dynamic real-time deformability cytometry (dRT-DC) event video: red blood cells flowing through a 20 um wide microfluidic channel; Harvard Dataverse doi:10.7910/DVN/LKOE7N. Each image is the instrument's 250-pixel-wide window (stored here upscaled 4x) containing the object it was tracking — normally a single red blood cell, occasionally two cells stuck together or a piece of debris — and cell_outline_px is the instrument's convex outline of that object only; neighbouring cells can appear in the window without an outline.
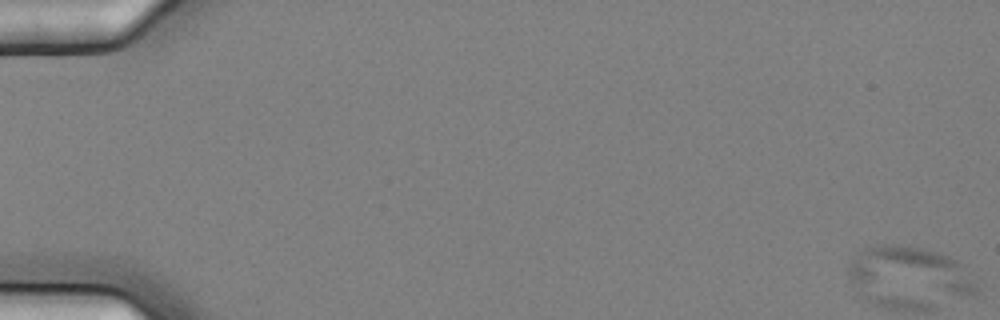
{"species": "common noctule bat (a hibernating species)", "species_latin": "Nyctalus noctula", "temperature_condition": "cold", "stored_images_in_passage": 6, "camera_frame_rate_fps": 3000, "um_per_image_px": 0.085, "animal": {"sex": "female", "body_mass_g": 25.1}, "frame": {"image": 1, "passage_image": 1, "time_ms": 0.0, "image_size_px": [1000, 320], "cell_outline_px": [[980, 292], [976, 296], [972, 296], [860, 284], [848, 280], [848, 268], [852, 260], [864, 248], [884, 244], [892, 244], [920, 248], [940, 252], [956, 260], [980, 288]], "centroid_in_image_um": [77.43, 22.98], "position_along_channel_um": 7.6, "area_um2": 33.87}}
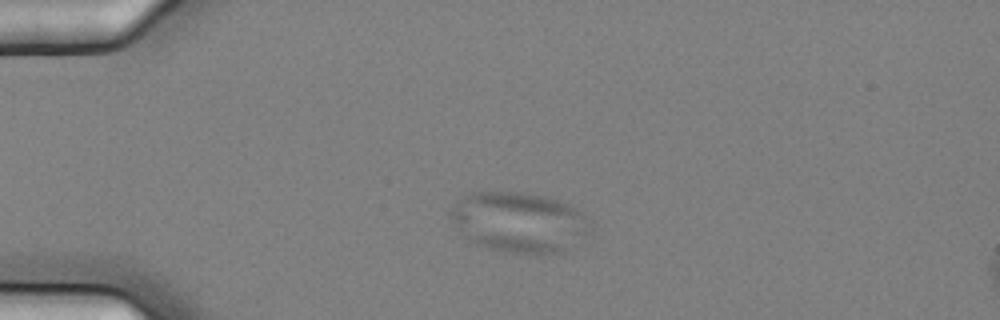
{"frame": {"image": 2, "passage_image": 5, "time_ms": 1.333, "image_size_px": [1000, 320], "cell_outline_px": [[592, 232], [564, 252], [512, 252], [492, 248], [476, 244], [464, 236], [456, 228], [448, 216], [452, 208], [468, 192], [524, 192], [548, 196], [568, 204], [576, 208], [592, 220]], "centroid_in_image_um": [44.17, 18.86], "position_along_channel_um": 40.8, "area_um2": 49.13}}